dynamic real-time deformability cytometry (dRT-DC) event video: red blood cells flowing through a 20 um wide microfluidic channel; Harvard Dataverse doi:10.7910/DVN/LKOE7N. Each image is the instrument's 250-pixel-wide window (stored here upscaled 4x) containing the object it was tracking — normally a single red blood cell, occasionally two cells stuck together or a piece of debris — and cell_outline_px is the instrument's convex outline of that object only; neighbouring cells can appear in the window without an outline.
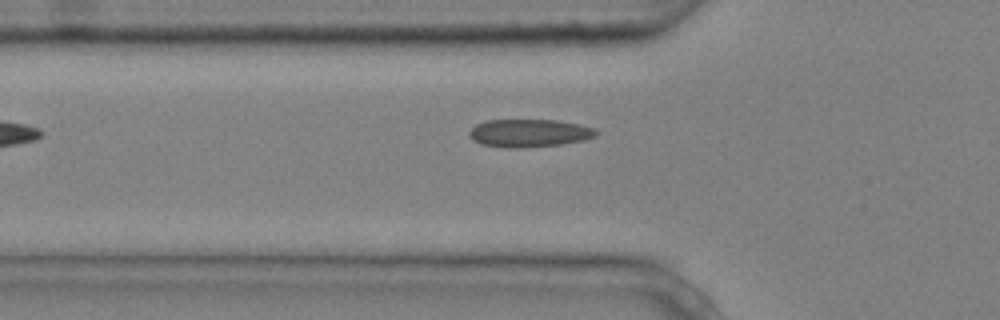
{"species": "common noctule bat (a hibernating species)", "species_latin": "Nyctalus noctula", "temperature_condition": "cold", "stored_images_in_passage": 5, "camera_frame_rate_fps": 3000, "um_per_image_px": 0.085, "animal": {"sex": "male", "body_mass_g": 20.4}, "frame": {"image": 1, "passage_image": 4, "time_ms": 1.0, "image_size_px": [1000, 320], "cell_outline_px": [[600, 132], [596, 136], [584, 140], [560, 144], [524, 148], [508, 148], [480, 144], [472, 140], [468, 132], [476, 124], [488, 120], [556, 120], [580, 124], [592, 128]], "centroid_in_image_um": [44.98, 11.32], "position_along_channel_um": 80.8, "area_um2": 20.69}}
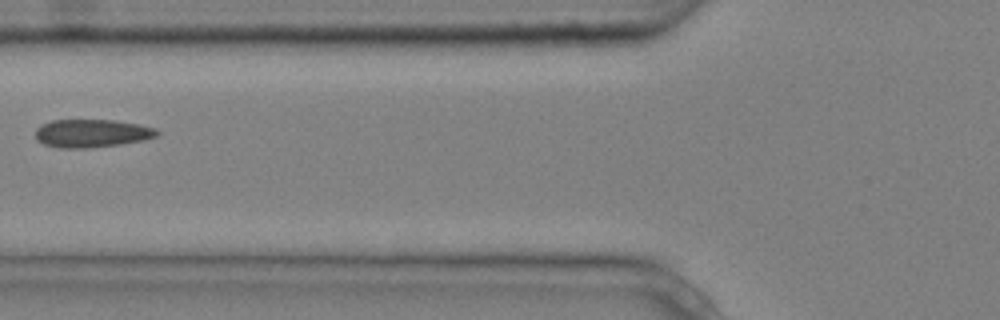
{"frame": {"image": 2, "passage_image": 5, "time_ms": 1.333, "image_size_px": [1000, 320], "cell_outline_px": [[160, 132], [156, 136], [144, 140], [120, 144], [88, 148], [60, 148], [44, 144], [36, 140], [36, 128], [52, 120], [112, 120], [140, 124], [156, 128]], "centroid_in_image_um": [7.82, 11.33], "position_along_channel_um": 118.0, "area_um2": 19.88}}